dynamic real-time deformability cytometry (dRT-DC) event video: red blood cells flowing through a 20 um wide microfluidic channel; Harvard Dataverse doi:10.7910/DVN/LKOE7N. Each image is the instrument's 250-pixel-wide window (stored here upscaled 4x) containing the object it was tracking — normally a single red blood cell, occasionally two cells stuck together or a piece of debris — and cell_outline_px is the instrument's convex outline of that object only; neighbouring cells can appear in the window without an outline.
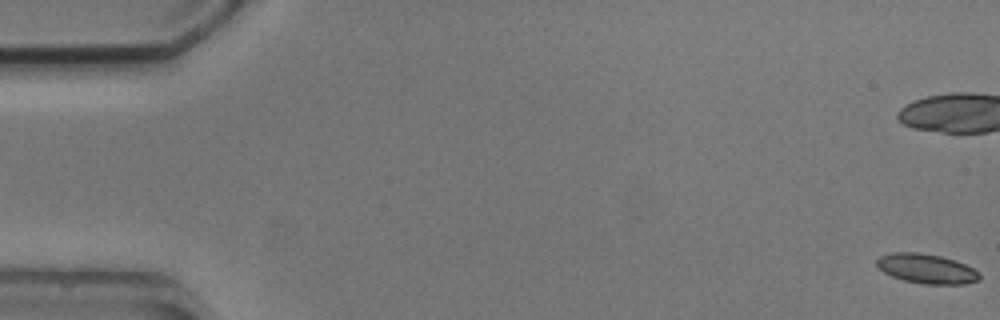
{"species": "common noctule bat (a hibernating species)", "species_latin": "Nyctalus noctula", "temperature_condition": "cold", "stored_images_in_passage": 4, "camera_frame_rate_fps": 3000, "um_per_image_px": 0.085, "animal": {"sex": "male", "body_mass_g": 20.5, "forearm_length_mm": 52.5}, "frame": {"image": 1, "passage_image": 1, "time_ms": 0.0, "image_size_px": [1000, 320], "cell_outline_px": [[980, 280], [964, 284], [924, 284], [904, 280], [892, 276], [884, 272], [876, 264], [876, 260], [880, 256], [892, 252], [916, 252], [940, 256], [956, 260], [980, 272]], "centroid_in_image_um": [78.77, 22.84], "position_along_channel_um": 6.2, "area_um2": 17.69}}